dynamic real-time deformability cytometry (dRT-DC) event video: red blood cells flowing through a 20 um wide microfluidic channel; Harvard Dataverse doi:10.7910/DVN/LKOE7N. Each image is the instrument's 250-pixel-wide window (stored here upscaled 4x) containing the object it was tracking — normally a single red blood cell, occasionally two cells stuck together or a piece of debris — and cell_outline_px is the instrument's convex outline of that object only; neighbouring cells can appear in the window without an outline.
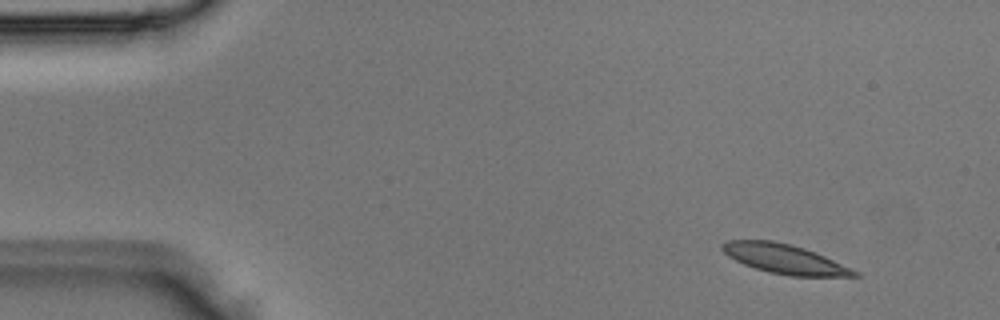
{"species": "Egyptian fruit bat (a non-hibernating species)", "species_latin": "Rousettus aegyptiacus", "temperature_condition": "room temperature", "stored_images_in_passage": 3, "segment_of_instrument_passage": [2, 2], "camera_frame_rate_fps": 3000, "um_per_image_px": 0.085, "animal": {"sex": "male"}, "frame": {"image": 1, "passage_image": 3, "time_ms": 0.667, "image_size_px": [1000, 320], "cell_outline_px": [[860, 276], [788, 276], [768, 272], [744, 264], [728, 256], [720, 248], [720, 244], [728, 240], [772, 240], [792, 244], [804, 248], [824, 256], [852, 268], [860, 272]], "centroid_in_image_um": [66.68, 22.0], "position_along_channel_um": 18.3, "area_um2": 22.66}}